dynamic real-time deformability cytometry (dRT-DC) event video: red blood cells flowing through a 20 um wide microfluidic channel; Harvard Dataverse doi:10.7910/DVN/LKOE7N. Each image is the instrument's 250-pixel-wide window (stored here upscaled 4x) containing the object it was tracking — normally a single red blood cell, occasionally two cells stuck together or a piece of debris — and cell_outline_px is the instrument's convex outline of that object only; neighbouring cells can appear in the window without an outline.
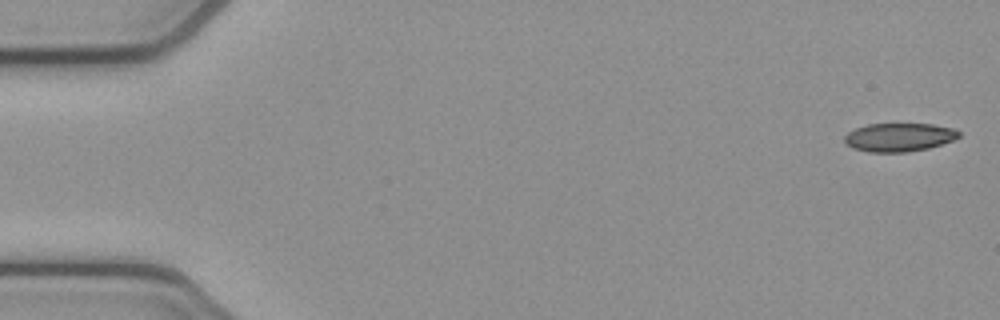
{"species": "common noctule bat (a hibernating species)", "species_latin": "Nyctalus noctula", "temperature_condition": "cold", "stored_images_in_passage": 5, "camera_frame_rate_fps": 3000, "um_per_image_px": 0.085, "animal": {"sex": "female", "body_mass_g": 21.9}, "frame": {"image": 1, "passage_image": 1, "time_ms": 0.0, "image_size_px": [1000, 320], "cell_outline_px": [[960, 136], [952, 140], [928, 148], [908, 152], [868, 152], [852, 148], [844, 144], [844, 136], [848, 132], [856, 128], [868, 124], [932, 124], [952, 128], [960, 132]], "centroid_in_image_um": [76.37, 11.67], "position_along_channel_um": 8.6, "area_um2": 18.96}}
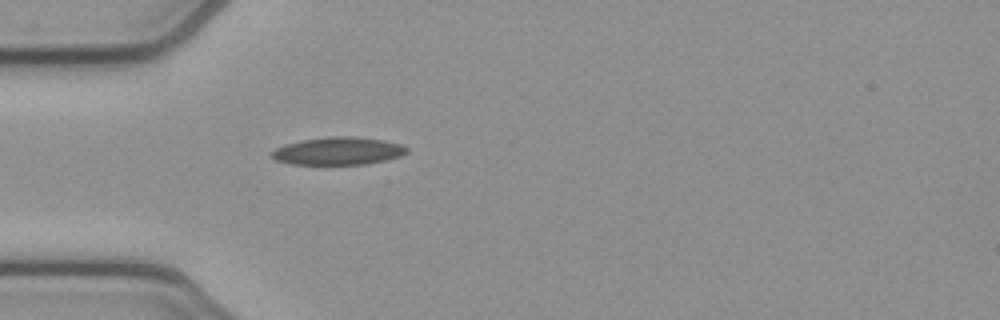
{"frame": {"image": 2, "passage_image": 5, "time_ms": 1.333, "image_size_px": [1000, 320], "cell_outline_px": [[408, 152], [400, 156], [368, 164], [288, 164], [276, 160], [268, 152], [284, 144], [300, 140], [332, 136], [348, 136], [384, 140], [400, 144], [408, 148]], "centroid_in_image_um": [28.7, 12.83], "position_along_channel_um": 56.3, "area_um2": 21.85}}